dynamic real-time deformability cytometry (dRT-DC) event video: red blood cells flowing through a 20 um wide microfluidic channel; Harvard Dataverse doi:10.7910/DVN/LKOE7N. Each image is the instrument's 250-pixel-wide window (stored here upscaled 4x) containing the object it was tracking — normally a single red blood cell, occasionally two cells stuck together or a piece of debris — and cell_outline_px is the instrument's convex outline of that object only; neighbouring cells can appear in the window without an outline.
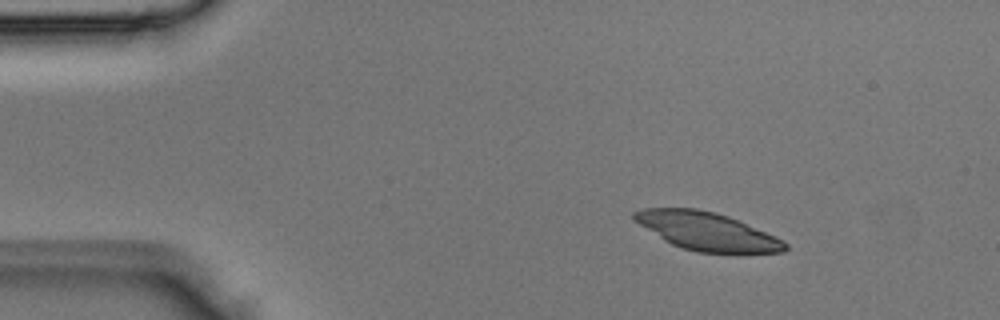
{"species": "Egyptian fruit bat (a non-hibernating species)", "species_latin": "Rousettus aegyptiacus", "temperature_condition": "room temperature", "stored_images_in_passage": 3, "camera_frame_rate_fps": 3000, "um_per_image_px": 0.085, "animal": {"sex": "male"}, "frame": {"image": 1, "passage_image": 1, "time_ms": 0.0, "image_size_px": [1000, 320], "cell_outline_px": [[788, 248], [784, 252], [736, 256], [696, 252], [672, 244], [664, 240], [632, 220], [632, 212], [644, 208], [696, 208], [716, 212], [728, 216], [776, 236], [784, 240], [788, 244]], "centroid_in_image_um": [60.17, 19.71], "position_along_channel_um": 24.8, "area_um2": 34.51}}